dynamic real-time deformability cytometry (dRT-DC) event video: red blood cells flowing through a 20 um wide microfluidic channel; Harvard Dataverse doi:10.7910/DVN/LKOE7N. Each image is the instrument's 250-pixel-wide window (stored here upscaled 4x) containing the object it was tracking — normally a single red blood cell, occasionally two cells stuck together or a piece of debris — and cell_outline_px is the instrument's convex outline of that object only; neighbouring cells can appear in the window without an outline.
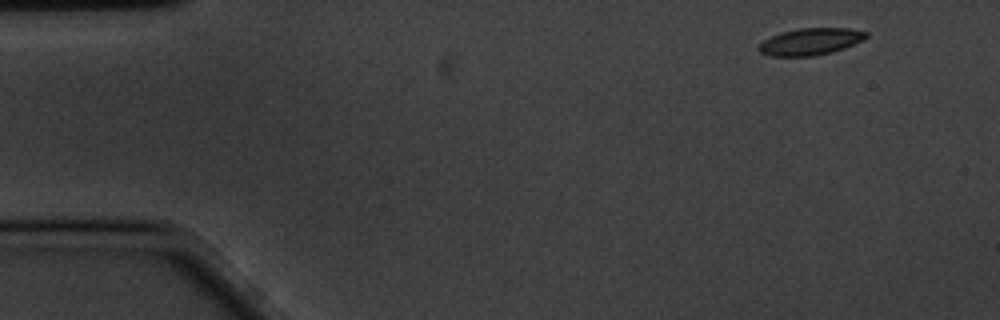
{"species": "common noctule bat (a hibernating species)", "species_latin": "Nyctalus noctula", "temperature_condition": "cold", "stored_images_in_passage": 55, "camera_frame_rate_fps": 3000, "um_per_image_px": 0.085, "animal": {"sex": "male", "body_mass_g": 20.1, "forearm_length_mm": 53.5}, "frame": {"image": 1, "passage_image": 1, "time_ms": 0.0, "image_size_px": [1000, 320], "cell_outline_px": [[868, 36], [864, 40], [844, 48], [812, 56], [772, 56], [760, 52], [756, 48], [764, 40], [780, 32], [800, 28], [848, 28], [868, 32]], "centroid_in_image_um": [68.89, 3.52], "position_along_channel_um": 16.1, "area_um2": 16.7}}
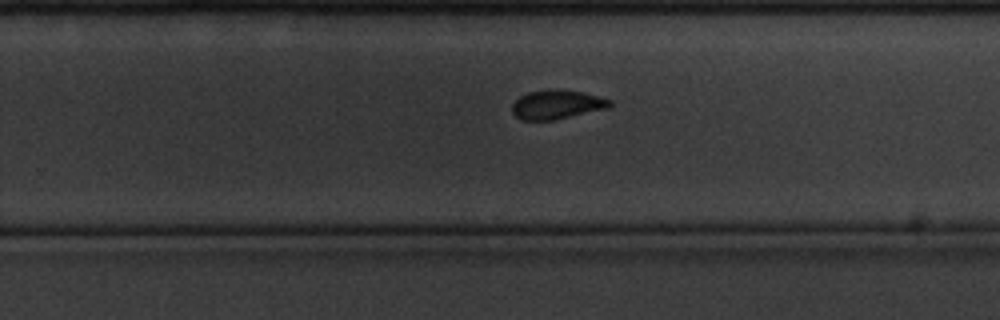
{"frame": {"image": 2, "passage_image": 33, "time_ms": 10.667, "image_size_px": [1000, 320], "cell_outline_px": [[612, 104], [608, 108], [552, 120], [520, 120], [512, 112], [512, 104], [520, 96], [528, 92], [548, 88], [552, 88], [584, 92], [612, 100]], "centroid_in_image_um": [47.32, 8.87], "position_along_channel_um": 282.5, "area_um2": 16.65}}
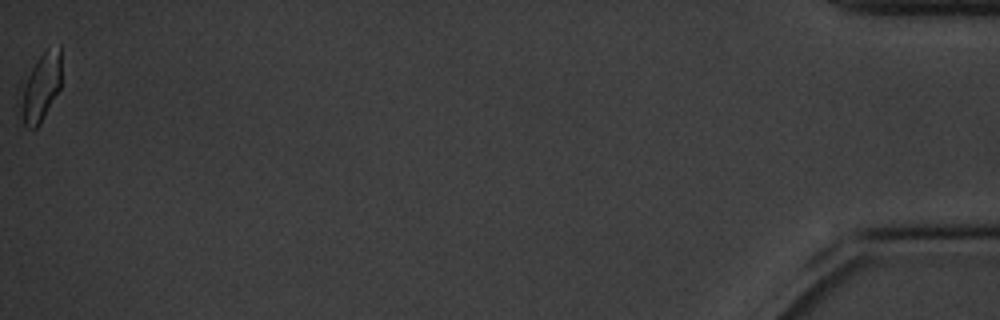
{"frame": {"image": 3, "passage_image": 55, "time_ms": 18.0, "image_size_px": [1000, 320], "cell_outline_px": [[60, 88], [40, 124], [32, 132], [24, 128], [20, 108], [24, 88], [28, 76], [36, 60], [44, 48], [60, 44]], "centroid_in_image_um": [3.49, 7.44], "position_along_channel_um": 431.7, "area_um2": 16.07}, "authors_computed_cell_mechanics": {"area_um2": 16.9932, "velocity_mm_per_s": 3.3712, "shape_relaxation_time_tau1_ms": 3.0603, "shape_relaxation_time_tau2_ms": 2.7131, "deformation_change_tau1": 0.1111, "deformation_change_tau2": 0.0612}}